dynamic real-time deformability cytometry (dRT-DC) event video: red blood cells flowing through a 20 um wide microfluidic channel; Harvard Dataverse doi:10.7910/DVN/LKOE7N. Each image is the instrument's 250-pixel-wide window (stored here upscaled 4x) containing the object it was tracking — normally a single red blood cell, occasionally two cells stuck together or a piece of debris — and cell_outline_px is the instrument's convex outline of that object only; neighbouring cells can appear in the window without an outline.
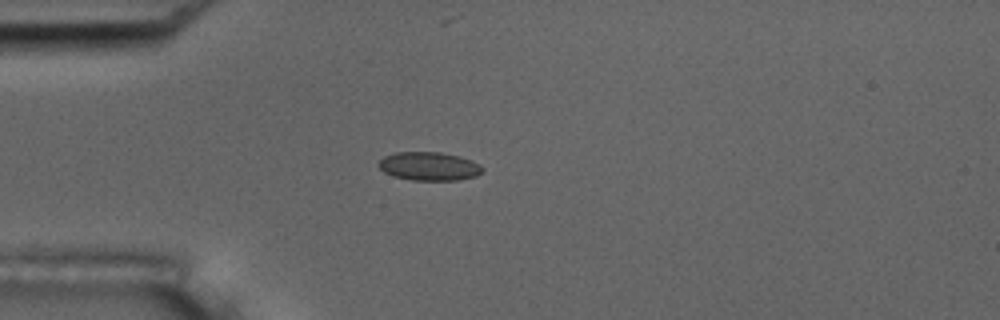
{"species": "common noctule bat (a hibernating species)", "species_latin": "Nyctalus noctula", "temperature_condition": "room temperature", "stored_images_in_passage": 41, "camera_frame_rate_fps": 3000, "um_per_image_px": 0.085, "animal": {"sex": "male", "body_mass_g": 17.5, "forearm_length_mm": 52.3}, "frame": {"image": 1, "passage_image": 2, "time_ms": 0.333, "image_size_px": [1000, 320], "cell_outline_px": [[484, 168], [476, 176], [456, 180], [412, 180], [392, 176], [384, 172], [376, 164], [384, 156], [396, 152], [440, 152], [460, 156], [472, 160], [480, 164]], "centroid_in_image_um": [36.46, 14.12], "position_along_channel_um": 48.5, "area_um2": 17.34}}
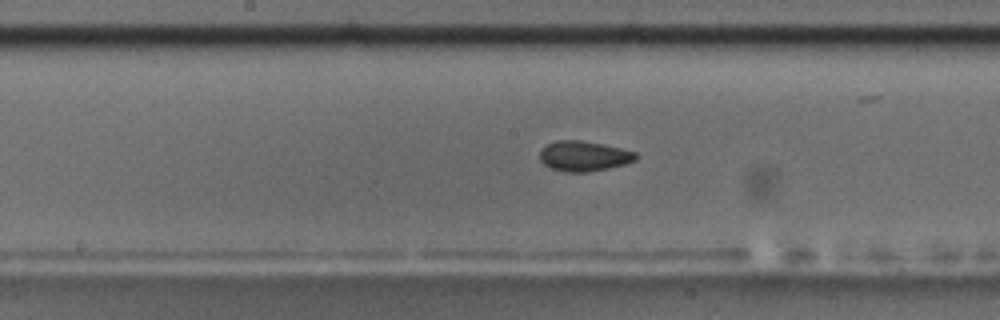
{"frame": {"image": 2, "passage_image": 15, "time_ms": 4.667, "image_size_px": [1000, 320], "cell_outline_px": [[640, 156], [636, 160], [624, 164], [608, 168], [588, 172], [564, 172], [552, 168], [544, 164], [540, 160], [540, 152], [548, 144], [556, 140], [580, 140], [604, 144], [636, 152]], "centroid_in_image_um": [49.66, 13.26], "position_along_channel_um": 198.5, "area_um2": 16.88}}
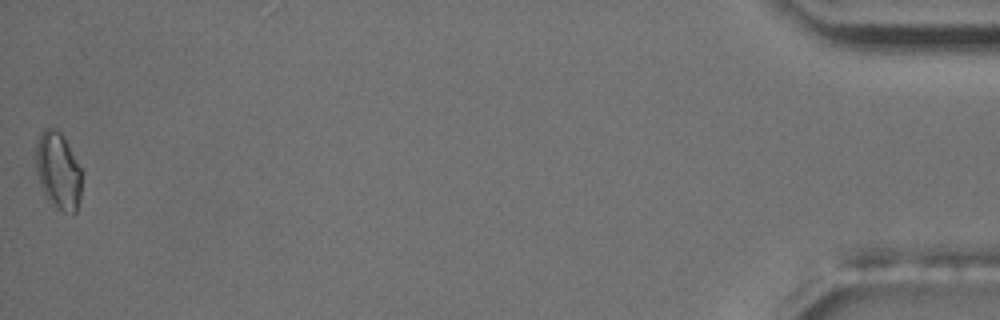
{"frame": {"image": 3, "passage_image": 41, "time_ms": 13.333, "image_size_px": [1000, 320], "cell_outline_px": [[84, 172], [80, 196], [76, 212], [72, 216], [64, 212], [48, 200], [44, 192], [36, 168], [36, 144], [40, 132], [44, 128], [56, 128], [60, 132]], "centroid_in_image_um": [4.99, 14.52], "position_along_channel_um": 430.2, "area_um2": 20.69}, "authors_computed_cell_mechanics": {"area_um2": 16.8198, "velocity_mm_per_s": 3.7686, "shape_relaxation_time_tau1_ms": 3.4833, "shape_relaxation_time_tau2_ms": 1.8608, "deformation_change_tau1": 0.0992, "deformation_change_tau2": 0.0675}}